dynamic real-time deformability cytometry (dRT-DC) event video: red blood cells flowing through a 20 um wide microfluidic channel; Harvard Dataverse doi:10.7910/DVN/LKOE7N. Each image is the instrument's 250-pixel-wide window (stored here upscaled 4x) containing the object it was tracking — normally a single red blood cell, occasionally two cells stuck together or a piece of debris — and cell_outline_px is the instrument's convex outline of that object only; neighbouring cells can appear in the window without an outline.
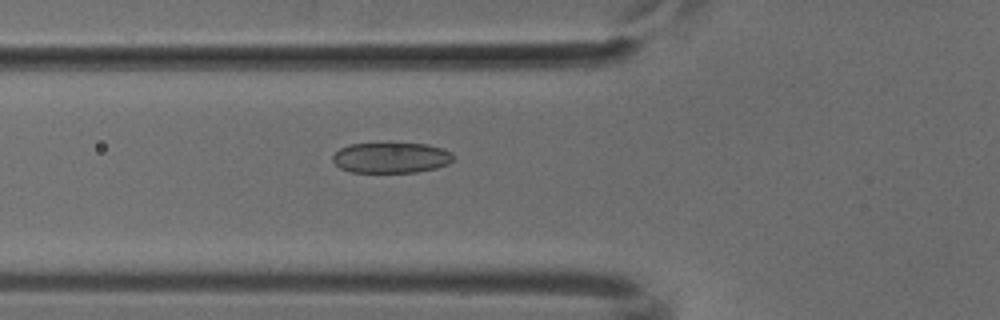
{"species": "common noctule bat (a hibernating species)", "species_latin": "Nyctalus noctula", "temperature_condition": "cold", "stored_images_in_passage": 52, "camera_frame_rate_fps": 3000, "um_per_image_px": 0.085, "animal": {"sex": "male", "body_mass_g": 18.8}, "frame": {"image": 1, "passage_image": 19, "time_ms": 6.0, "image_size_px": [1000, 320], "cell_outline_px": [[452, 160], [448, 164], [436, 168], [416, 172], [352, 172], [340, 168], [332, 160], [332, 156], [340, 148], [348, 144], [388, 140], [392, 140], [428, 144], [444, 148], [452, 152]], "centroid_in_image_um": [33.24, 13.34], "position_along_channel_um": 92.6, "area_um2": 22.6}}
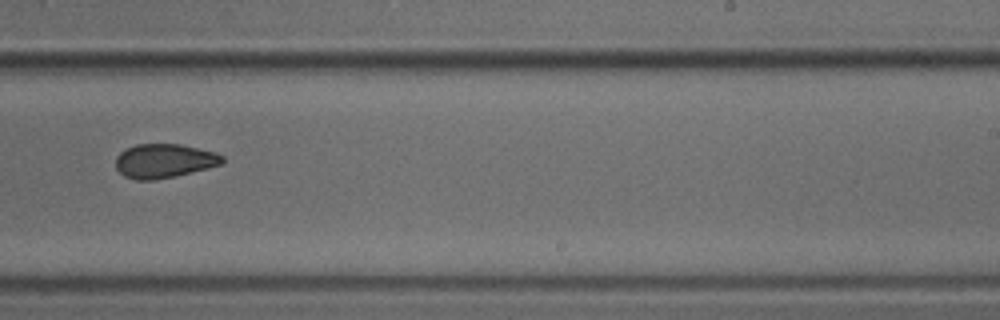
{"frame": {"image": 2, "passage_image": 33, "time_ms": 10.667, "image_size_px": [1000, 320], "cell_outline_px": [[224, 160], [220, 164], [208, 168], [176, 176], [152, 180], [136, 180], [124, 176], [116, 168], [116, 156], [120, 152], [136, 144], [180, 144], [216, 152], [224, 156]], "centroid_in_image_um": [13.95, 13.67], "position_along_channel_um": 275.0, "area_um2": 21.15}}
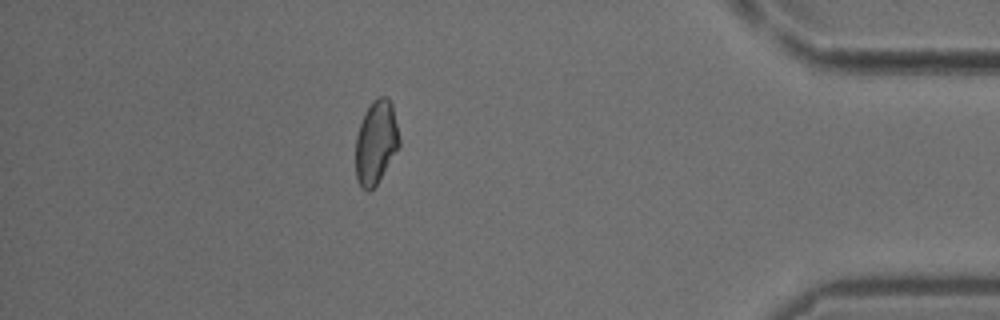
{"frame": {"image": 3, "passage_image": 46, "time_ms": 15.0, "image_size_px": [1000, 320], "cell_outline_px": [[400, 144], [376, 184], [368, 192], [360, 184], [356, 176], [356, 136], [360, 124], [372, 100], [376, 96], [388, 96], [392, 104], [400, 140]], "centroid_in_image_um": [31.96, 12.04], "position_along_channel_um": 403.2, "area_um2": 20.81}}